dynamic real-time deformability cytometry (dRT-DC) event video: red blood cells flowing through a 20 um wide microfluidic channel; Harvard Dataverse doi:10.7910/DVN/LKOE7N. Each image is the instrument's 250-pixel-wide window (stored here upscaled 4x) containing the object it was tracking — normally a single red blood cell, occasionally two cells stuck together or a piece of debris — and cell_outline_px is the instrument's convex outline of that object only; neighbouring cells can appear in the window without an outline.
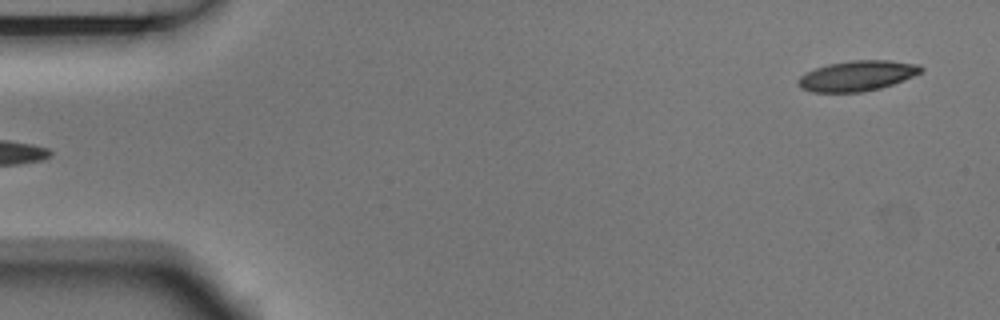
{"species": "Egyptian fruit bat (a non-hibernating species)", "species_latin": "Rousettus aegyptiacus", "temperature_condition": "room temperature", "stored_images_in_passage": 4, "camera_frame_rate_fps": 3000, "um_per_image_px": 0.085, "animal": {"sex": "male"}, "frame": {"image": 1, "passage_image": 4, "time_ms": 1.0, "image_size_px": [1000, 320], "cell_outline_px": [[924, 68], [920, 72], [904, 80], [880, 88], [860, 92], [812, 92], [800, 88], [796, 84], [796, 80], [804, 72], [828, 64], [848, 60], [888, 60], [920, 64]], "centroid_in_image_um": [72.81, 6.44], "position_along_channel_um": 12.2, "area_um2": 21.85}}